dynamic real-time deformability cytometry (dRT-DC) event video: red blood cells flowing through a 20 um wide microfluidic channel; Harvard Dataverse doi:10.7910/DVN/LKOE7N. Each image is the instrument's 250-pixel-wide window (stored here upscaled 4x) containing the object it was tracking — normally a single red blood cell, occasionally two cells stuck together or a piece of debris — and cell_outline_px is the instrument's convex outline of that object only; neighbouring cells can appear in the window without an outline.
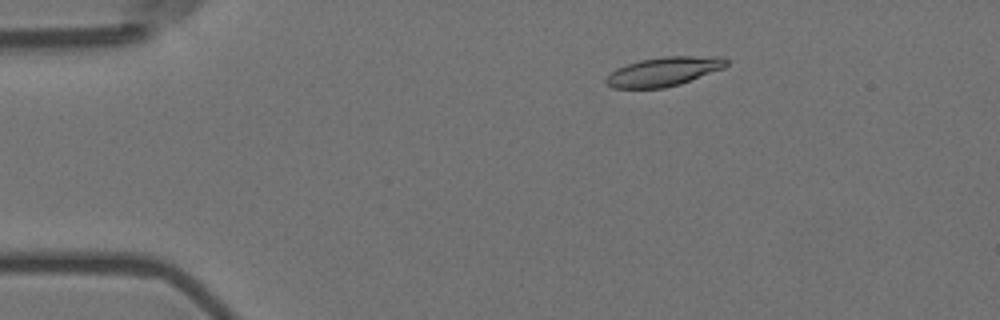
{"species": "Egyptian fruit bat (a non-hibernating species)", "species_latin": "Rousettus aegyptiacus", "temperature_condition": "room temperature", "stored_images_in_passage": 56, "camera_frame_rate_fps": 3000, "um_per_image_px": 0.085, "animal": {"sex": "female"}, "frame": {"image": 1, "passage_image": 10, "time_ms": 3.0, "image_size_px": [1000, 320], "cell_outline_px": [[728, 64], [724, 68], [680, 84], [664, 88], [612, 88], [604, 80], [616, 68], [640, 60], [664, 56], [720, 56], [728, 60]], "centroid_in_image_um": [56.45, 6.07], "position_along_channel_um": 28.6, "area_um2": 20.35}}
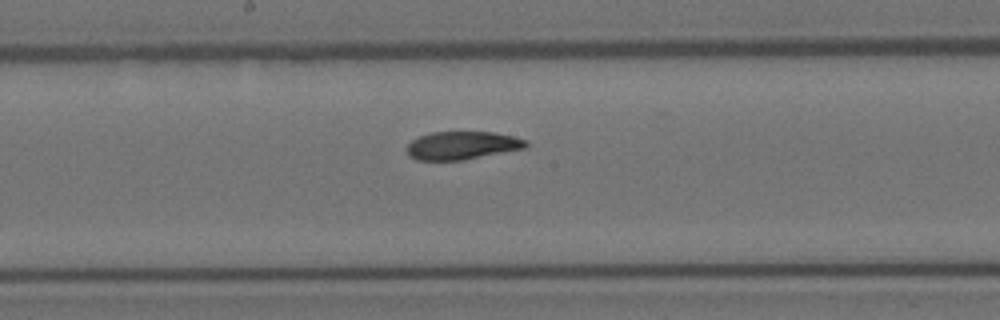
{"frame": {"image": 2, "passage_image": 30, "time_ms": 9.667, "image_size_px": [1000, 320], "cell_outline_px": [[528, 144], [524, 148], [460, 160], [416, 160], [408, 156], [404, 148], [412, 140], [420, 136], [432, 132], [492, 132], [512, 136], [528, 140]], "centroid_in_image_um": [39.22, 12.36], "position_along_channel_um": 209.0, "area_um2": 19.36}}
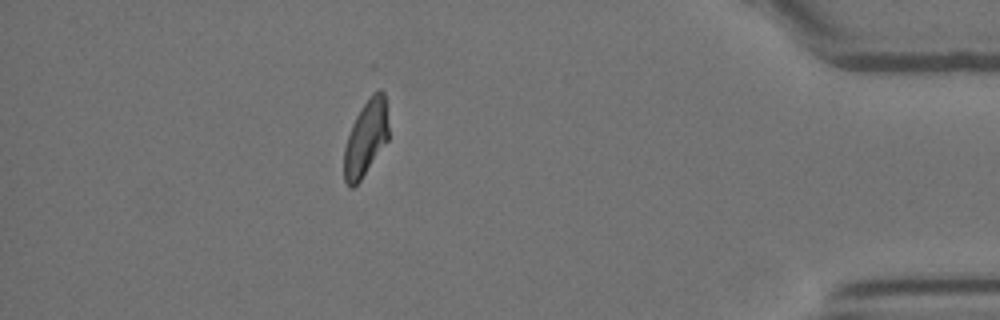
{"frame": {"image": 3, "passage_image": 50, "time_ms": 16.333, "image_size_px": [1000, 320], "cell_outline_px": [[388, 140], [360, 180], [352, 188], [348, 188], [344, 180], [344, 148], [352, 124], [356, 116], [372, 92], [380, 88], [384, 92], [388, 124]], "centroid_in_image_um": [31.09, 11.73], "position_along_channel_um": 404.1, "area_um2": 19.48}, "authors_computed_cell_mechanics": {"area_um2": 20.4034, "velocity_mm_per_s": 3.5979, "shape_relaxation_time_tau1_ms": 8.4994, "shape_relaxation_time_tau2_ms": 3.2818, "deformation_change_tau1": 0.2291, "deformation_change_tau2": 0.0934}}